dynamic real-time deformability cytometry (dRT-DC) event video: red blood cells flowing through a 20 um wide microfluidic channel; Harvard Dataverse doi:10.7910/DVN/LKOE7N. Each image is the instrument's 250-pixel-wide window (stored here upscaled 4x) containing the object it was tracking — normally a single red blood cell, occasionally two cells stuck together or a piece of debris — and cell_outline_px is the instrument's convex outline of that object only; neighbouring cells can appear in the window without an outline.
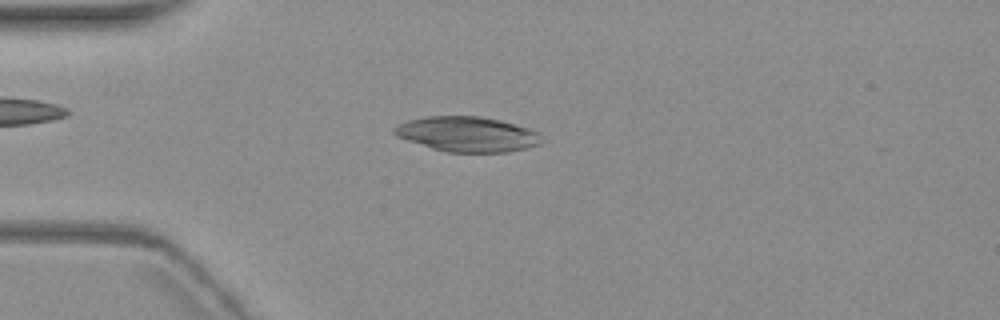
{"species": "common noctule bat (a hibernating species)", "species_latin": "Nyctalus noctula", "temperature_condition": "warm", "stored_images_in_passage": 5, "camera_frame_rate_fps": 3000, "um_per_image_px": 0.085, "animal": {"sex": "female", "body_mass_g": 19.3, "forearm_length_mm": 54.1}, "frame": {"image": 1, "passage_image": 5, "time_ms": 5.0, "image_size_px": [1000, 320], "cell_outline_px": [[540, 144], [528, 148], [508, 152], [448, 152], [432, 148], [396, 136], [392, 132], [392, 128], [408, 120], [428, 116], [480, 116], [500, 120], [536, 132]], "centroid_in_image_um": [39.66, 11.41], "position_along_channel_um": 45.3, "area_um2": 29.59}}